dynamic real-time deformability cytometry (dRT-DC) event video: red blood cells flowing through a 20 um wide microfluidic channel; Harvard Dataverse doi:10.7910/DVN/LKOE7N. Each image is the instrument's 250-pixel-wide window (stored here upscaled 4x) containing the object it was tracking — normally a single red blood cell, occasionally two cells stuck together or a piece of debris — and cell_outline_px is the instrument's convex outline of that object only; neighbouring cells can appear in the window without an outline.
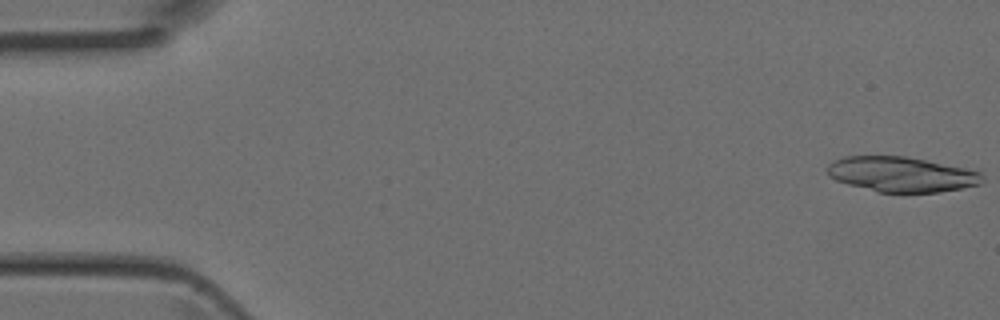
{"species": "Egyptian fruit bat (a non-hibernating species)", "species_latin": "Rousettus aegyptiacus", "temperature_condition": "room temperature", "stored_images_in_passage": 7, "camera_frame_rate_fps": 3000, "um_per_image_px": 0.085, "animal": {"sex": "female"}, "frame": {"image": 1, "passage_image": 1, "time_ms": 0.0, "image_size_px": [1000, 320], "cell_outline_px": [[984, 180], [980, 184], [940, 192], [876, 192], [848, 184], [836, 180], [828, 176], [828, 164], [832, 160], [844, 156], [904, 156], [964, 168], [980, 172], [984, 176]], "centroid_in_image_um": [76.59, 14.82], "position_along_channel_um": 8.4, "area_um2": 31.56}}
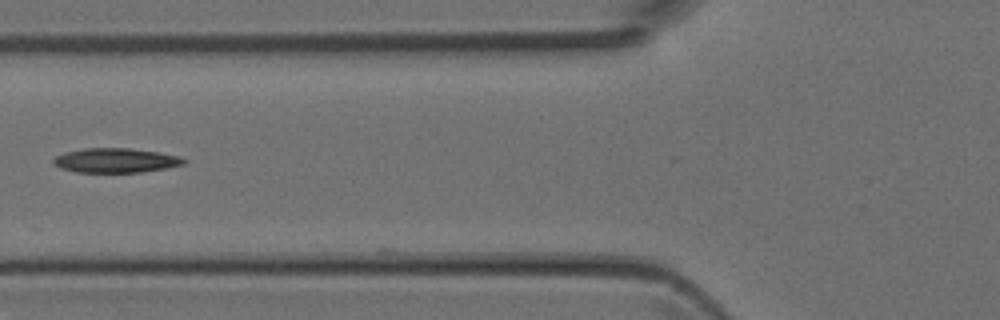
{"frame": {"image": 2, "passage_image": 6, "time_ms": 1.667, "image_size_px": [1000, 320], "cell_outline_px": [[184, 164], [168, 168], [140, 172], [76, 172], [60, 168], [52, 164], [52, 160], [56, 156], [64, 152], [84, 148], [128, 148], [160, 152], [180, 156], [184, 160]], "centroid_in_image_um": [9.8, 13.63], "position_along_channel_um": 116.0, "area_um2": 18.67}}